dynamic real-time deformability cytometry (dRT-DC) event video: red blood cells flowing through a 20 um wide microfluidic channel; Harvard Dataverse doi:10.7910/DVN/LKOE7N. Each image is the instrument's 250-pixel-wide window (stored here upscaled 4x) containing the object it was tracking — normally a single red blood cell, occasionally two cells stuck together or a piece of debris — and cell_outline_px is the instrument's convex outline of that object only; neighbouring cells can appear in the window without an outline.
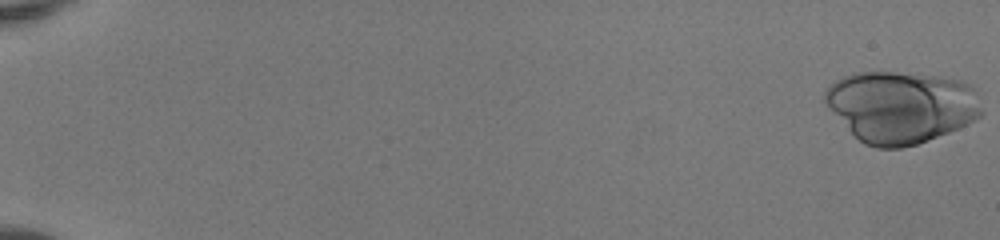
{"species": "human", "species_latin": "Homo sapiens", "temperature_condition": "room temperature", "stored_images_in_passage": 51, "camera_frame_rate_fps": 3000, "um_per_image_px": 0.085, "donor": {"sex": "female"}, "frame": {"image": 1, "passage_image": 1, "time_ms": 0.0, "image_size_px": [1000, 240], "cell_outline_px": [[984, 112], [980, 116], [968, 124], [948, 132], [916, 144], [900, 148], [876, 148], [864, 144], [848, 128], [824, 100], [824, 92], [828, 84], [844, 76], [856, 72], [896, 72], [932, 76], [960, 80], [968, 84], [972, 88]], "centroid_in_image_um": [76.59, 9.08], "position_along_channel_um": 8.4, "area_um2": 64.85}}
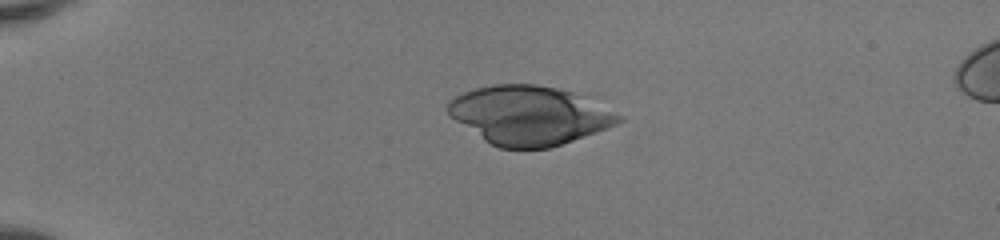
{"frame": {"image": 2, "passage_image": 14, "time_ms": 4.333, "image_size_px": [1000, 240], "cell_outline_px": [[624, 120], [608, 128], [548, 148], [500, 148], [484, 140], [456, 120], [448, 112], [448, 100], [464, 92], [476, 88], [492, 84], [536, 84], [556, 88], [572, 92], [624, 116]], "centroid_in_image_um": [44.98, 9.79], "position_along_channel_um": 40.0, "area_um2": 57.68}}